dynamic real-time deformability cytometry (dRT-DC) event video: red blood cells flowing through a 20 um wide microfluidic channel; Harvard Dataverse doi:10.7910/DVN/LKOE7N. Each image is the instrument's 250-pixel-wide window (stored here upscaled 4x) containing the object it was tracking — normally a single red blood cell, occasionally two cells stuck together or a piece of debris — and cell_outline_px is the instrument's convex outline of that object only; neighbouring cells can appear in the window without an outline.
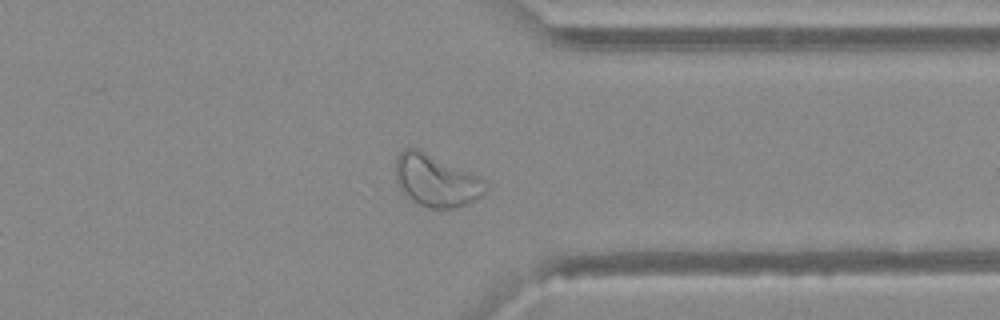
{"species": "Egyptian fruit bat (a non-hibernating species)", "species_latin": "Rousettus aegyptiacus", "temperature_condition": "warm", "stored_images_in_passage": 47, "camera_frame_rate_fps": 3000, "um_per_image_px": 0.085, "animal": {"sex": "female"}, "frame": {"image": 1, "passage_image": 37, "time_ms": 12.0, "image_size_px": [1000, 320], "cell_outline_px": [[488, 188], [476, 200], [468, 204], [456, 208], [428, 208], [416, 204], [400, 188], [396, 180], [396, 156], [404, 148], [416, 148], [476, 176], [488, 184]], "centroid_in_image_um": [37.04, 15.38], "position_along_channel_um": 374.4, "area_um2": 26.82}}
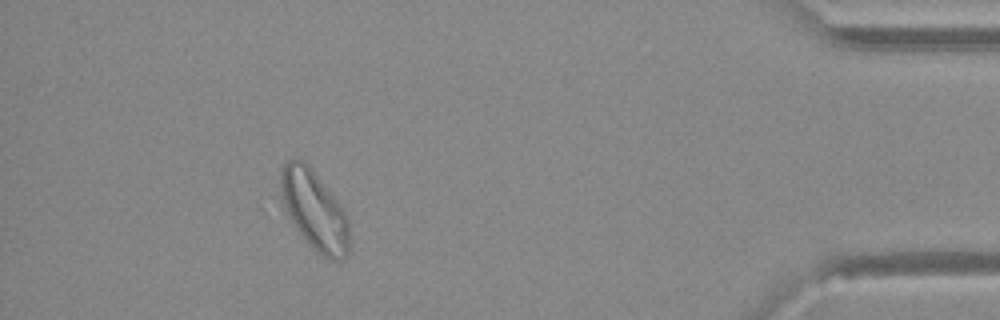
{"frame": {"image": 2, "passage_image": 43, "time_ms": 14.0, "image_size_px": [1000, 320], "cell_outline_px": [[348, 252], [344, 260], [328, 260], [316, 252], [296, 228], [288, 216], [284, 208], [280, 184], [280, 172], [284, 164], [288, 160], [304, 160], [340, 204], [348, 220]], "centroid_in_image_um": [26.71, 17.9], "position_along_channel_um": 408.5, "area_um2": 31.33}}